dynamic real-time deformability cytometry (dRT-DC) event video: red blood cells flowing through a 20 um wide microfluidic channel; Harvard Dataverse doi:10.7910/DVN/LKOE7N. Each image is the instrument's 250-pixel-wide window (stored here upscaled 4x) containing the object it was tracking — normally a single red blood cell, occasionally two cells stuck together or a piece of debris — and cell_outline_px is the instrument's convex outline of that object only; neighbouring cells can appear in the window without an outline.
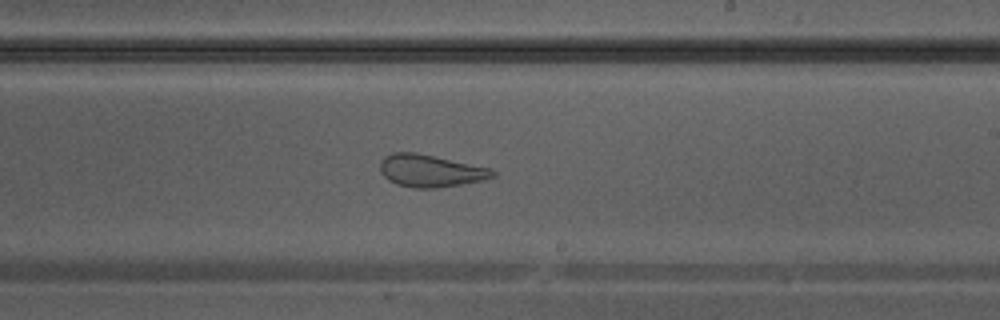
{"species": "Egyptian fruit bat (a non-hibernating species)", "species_latin": "Rousettus aegyptiacus", "temperature_condition": "warm", "stored_images_in_passage": 40, "camera_frame_rate_fps": 3000, "um_per_image_px": 0.085, "animal": {"sex": "male"}, "frame": {"image": 1, "passage_image": 23, "time_ms": 7.333, "image_size_px": [1000, 320], "cell_outline_px": [[496, 176], [480, 180], [460, 184], [432, 188], [416, 188], [396, 184], [388, 180], [380, 172], [380, 160], [384, 156], [392, 152], [416, 152], [492, 168], [496, 172]], "centroid_in_image_um": [36.56, 14.5], "position_along_channel_um": 252.4, "area_um2": 21.21}}